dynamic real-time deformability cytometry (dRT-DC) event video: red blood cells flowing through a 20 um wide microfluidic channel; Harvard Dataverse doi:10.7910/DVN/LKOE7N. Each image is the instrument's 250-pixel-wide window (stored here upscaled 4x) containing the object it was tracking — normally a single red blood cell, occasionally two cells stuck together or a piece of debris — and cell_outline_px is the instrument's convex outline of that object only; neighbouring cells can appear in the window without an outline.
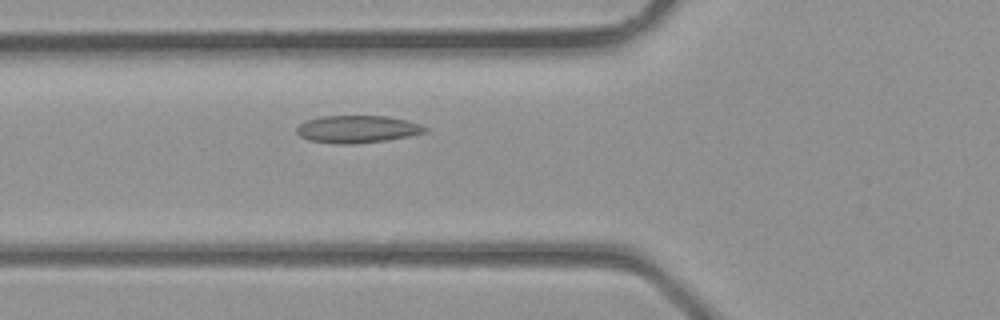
{"species": "common noctule bat (a hibernating species)", "species_latin": "Nyctalus noctula", "temperature_condition": "room temperature", "stored_images_in_passage": 2, "camera_frame_rate_fps": 3000, "um_per_image_px": 0.085, "animal": {"sex": "male", "body_mass_g": 23.1, "forearm_length_mm": 52.7}, "frame": {"image": 1, "passage_image": 2, "time_ms": 0.333, "image_size_px": [1000, 320], "cell_outline_px": [[428, 132], [388, 140], [356, 144], [336, 144], [308, 140], [300, 136], [296, 132], [296, 128], [304, 120], [320, 116], [388, 116], [420, 124], [428, 128]], "centroid_in_image_um": [30.35, 10.98], "position_along_channel_um": 95.5, "area_um2": 20.69}}